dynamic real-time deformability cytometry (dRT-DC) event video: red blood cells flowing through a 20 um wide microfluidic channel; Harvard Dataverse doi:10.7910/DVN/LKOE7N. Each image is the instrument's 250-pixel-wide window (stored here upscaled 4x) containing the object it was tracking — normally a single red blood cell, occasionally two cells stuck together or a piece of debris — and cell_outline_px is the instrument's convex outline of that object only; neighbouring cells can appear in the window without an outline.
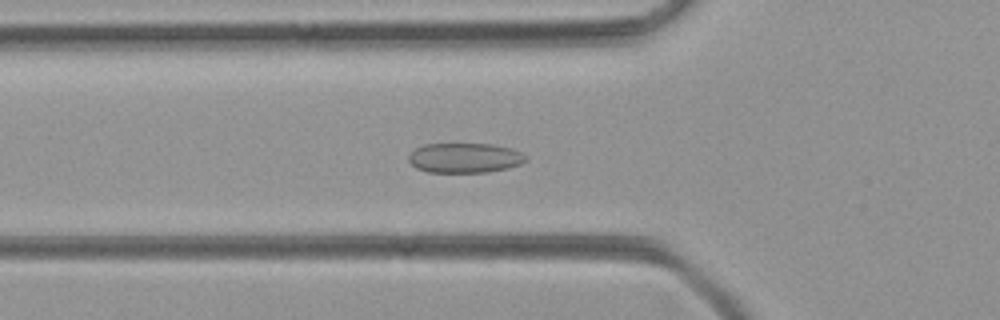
{"species": "common noctule bat (a hibernating species)", "species_latin": "Nyctalus noctula", "temperature_condition": "room temperature", "stored_images_in_passage": 45, "camera_frame_rate_fps": 3000, "um_per_image_px": 0.085, "animal": {"sex": "female", "body_mass_g": 21.9}, "frame": {"image": 1, "passage_image": 11, "time_ms": 3.333, "image_size_px": [1000, 320], "cell_outline_px": [[528, 160], [520, 164], [508, 168], [488, 172], [428, 172], [416, 168], [408, 160], [408, 156], [416, 148], [424, 144], [492, 144], [512, 148], [528, 156]], "centroid_in_image_um": [39.53, 13.42], "position_along_channel_um": 86.3, "area_um2": 20.46}}
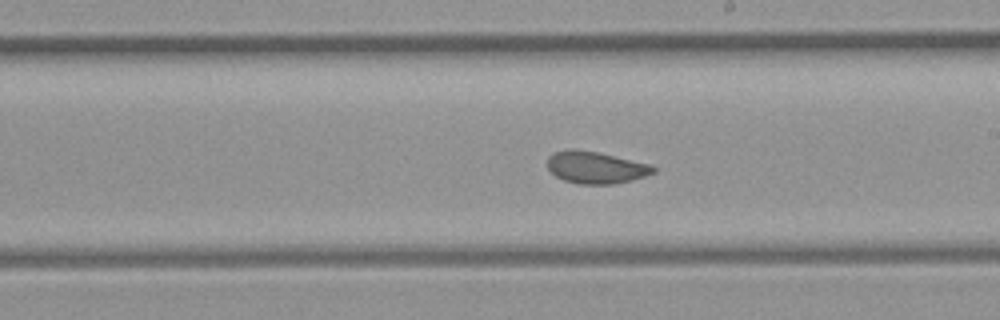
{"frame": {"image": 2, "passage_image": 22, "time_ms": 7.0, "image_size_px": [1000, 320], "cell_outline_px": [[656, 172], [632, 180], [616, 184], [576, 184], [564, 180], [556, 176], [548, 168], [548, 156], [552, 152], [568, 148], [572, 148], [596, 152], [652, 164], [656, 168]], "centroid_in_image_um": [50.63, 14.23], "position_along_channel_um": 238.4, "area_um2": 19.94}}
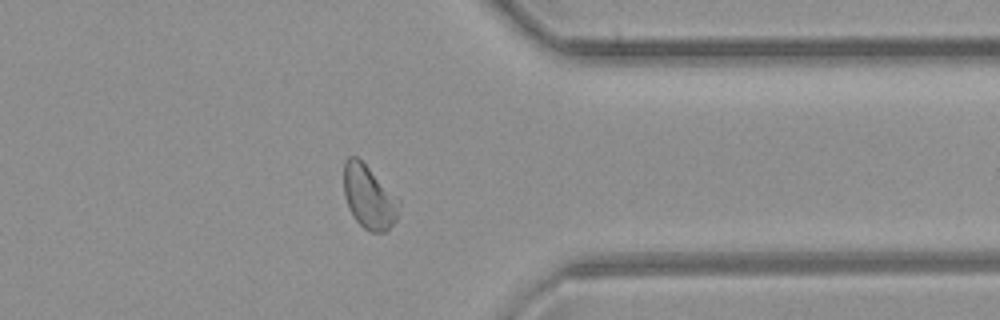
{"frame": {"image": 3, "passage_image": 33, "time_ms": 10.667, "image_size_px": [1000, 320], "cell_outline_px": [[400, 204], [396, 220], [384, 232], [372, 232], [364, 228], [352, 216], [348, 208], [344, 196], [344, 160], [348, 156], [356, 156], [400, 200]], "centroid_in_image_um": [31.33, 16.76], "position_along_channel_um": 380.1, "area_um2": 20.17}}